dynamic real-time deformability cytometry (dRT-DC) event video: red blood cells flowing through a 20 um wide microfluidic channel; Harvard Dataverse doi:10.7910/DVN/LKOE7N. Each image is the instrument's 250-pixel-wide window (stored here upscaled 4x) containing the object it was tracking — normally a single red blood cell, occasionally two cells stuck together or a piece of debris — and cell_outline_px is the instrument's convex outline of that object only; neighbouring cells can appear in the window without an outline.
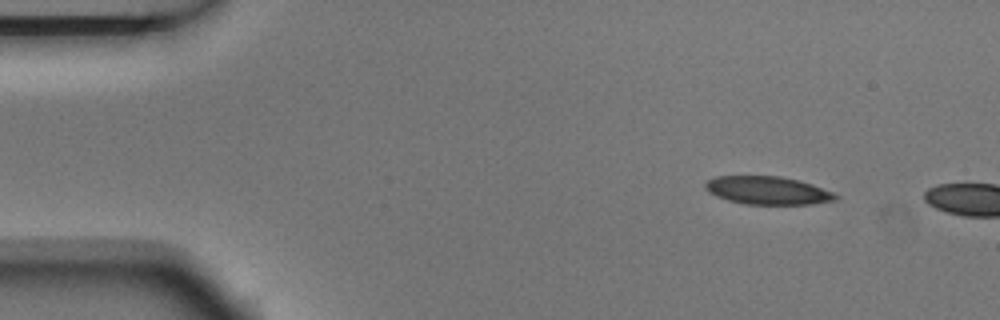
{"species": "Egyptian fruit bat (a non-hibernating species)", "species_latin": "Rousettus aegyptiacus", "temperature_condition": "room temperature", "stored_images_in_passage": 2, "camera_frame_rate_fps": 3000, "um_per_image_px": 0.085, "animal": {"sex": "male"}, "frame": {"image": 1, "passage_image": 1, "time_ms": 0.0, "image_size_px": [1000, 320], "cell_outline_px": [[840, 196], [836, 200], [812, 204], [744, 204], [728, 200], [716, 196], [708, 192], [704, 188], [704, 184], [708, 180], [716, 176], [780, 176], [800, 180], [812, 184], [832, 192]], "centroid_in_image_um": [65.24, 16.18], "position_along_channel_um": 19.8, "area_um2": 21.39}}